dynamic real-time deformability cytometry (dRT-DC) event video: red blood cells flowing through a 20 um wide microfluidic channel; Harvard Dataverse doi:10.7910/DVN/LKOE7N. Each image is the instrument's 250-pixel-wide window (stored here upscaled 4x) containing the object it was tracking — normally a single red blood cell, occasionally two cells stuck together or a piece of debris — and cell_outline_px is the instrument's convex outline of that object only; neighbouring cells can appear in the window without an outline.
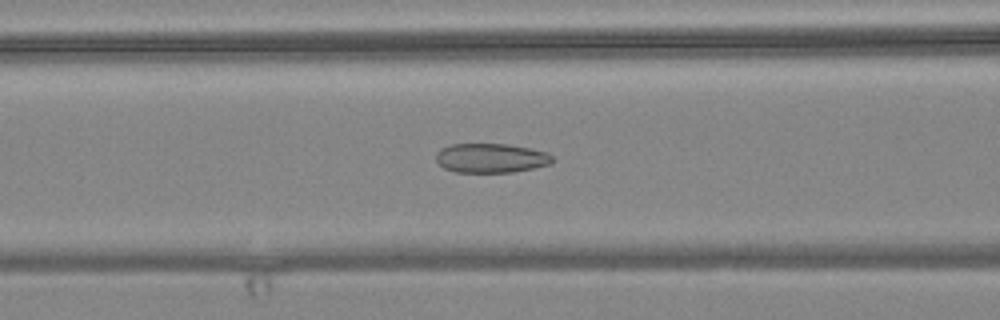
{"species": "common noctule bat (a hibernating species)", "species_latin": "Nyctalus noctula", "temperature_condition": "warm", "stored_images_in_passage": 43, "camera_frame_rate_fps": 3000, "um_per_image_px": 0.085, "animal": {"sex": "female", "body_mass_g": 24.6, "forearm_length_mm": 56.2}, "frame": {"image": 1, "passage_image": 10, "time_ms": 3.0, "image_size_px": [1000, 320], "cell_outline_px": [[552, 164], [512, 172], [456, 172], [444, 168], [436, 160], [436, 152], [440, 148], [452, 144], [508, 144], [532, 148], [548, 152], [552, 156]], "centroid_in_image_um": [41.74, 13.43], "position_along_channel_um": 124.9, "area_um2": 20.0}}
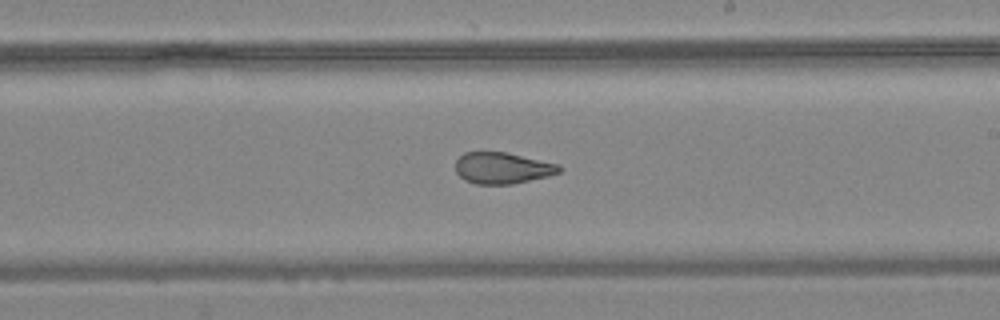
{"frame": {"image": 2, "passage_image": 20, "time_ms": 6.333, "image_size_px": [1000, 320], "cell_outline_px": [[564, 168], [560, 172], [548, 176], [512, 184], [476, 184], [464, 180], [456, 172], [456, 160], [464, 152], [508, 152], [560, 164]], "centroid_in_image_um": [42.73, 14.27], "position_along_channel_um": 246.3, "area_um2": 19.13}}
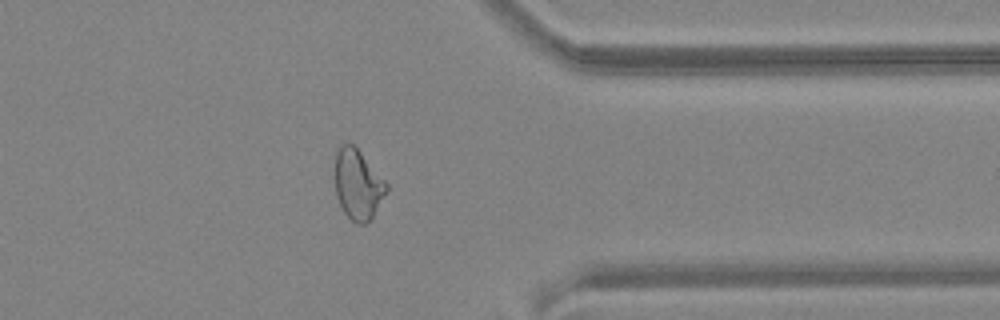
{"frame": {"image": 3, "passage_image": 32, "time_ms": 10.333, "image_size_px": [1000, 320], "cell_outline_px": [[388, 188], [372, 216], [364, 224], [356, 224], [344, 212], [336, 196], [336, 152], [340, 144], [352, 144], [360, 152], [388, 184]], "centroid_in_image_um": [30.4, 15.68], "position_along_channel_um": 381.0, "area_um2": 20.4}, "authors_computed_cell_mechanics": {"area_um2": 20.6346, "velocity_mm_per_s": 3.6445, "shape_relaxation_time_tau1_ms": null, "shape_relaxation_time_tau2_ms": 1.6825, "deformation_change_tau1": null, "deformation_change_tau2": 0.0886}}